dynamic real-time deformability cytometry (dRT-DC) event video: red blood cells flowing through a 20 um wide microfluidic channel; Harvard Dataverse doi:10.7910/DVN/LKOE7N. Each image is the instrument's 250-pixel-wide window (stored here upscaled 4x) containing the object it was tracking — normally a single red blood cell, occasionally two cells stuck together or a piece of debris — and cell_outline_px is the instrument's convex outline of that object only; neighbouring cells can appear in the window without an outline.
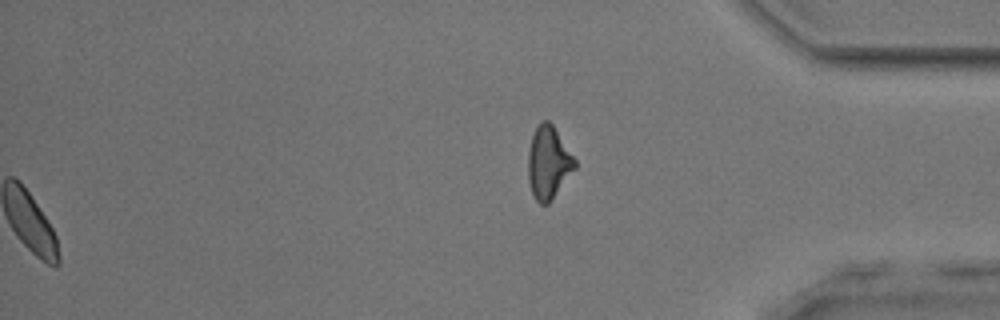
{"species": "common noctule bat (a hibernating species)", "species_latin": "Nyctalus noctula", "temperature_condition": "room temperature", "stored_images_in_passage": 50, "segment_of_instrument_passage": [2, 2], "camera_frame_rate_fps": 3000, "um_per_image_px": 0.085, "animal": {"sex": "male", "body_mass_g": 17.9, "forearm_length_mm": 54.2}, "frame": {"image": 1, "passage_image": 50, "time_ms": 16.333, "image_size_px": [1000, 320], "cell_outline_px": [[576, 168], [548, 204], [540, 204], [536, 200], [532, 192], [528, 180], [528, 152], [532, 136], [536, 128], [544, 120], [548, 120], [552, 124], [576, 160]], "centroid_in_image_um": [46.61, 13.84], "position_along_channel_um": 388.6, "area_um2": 19.54}}